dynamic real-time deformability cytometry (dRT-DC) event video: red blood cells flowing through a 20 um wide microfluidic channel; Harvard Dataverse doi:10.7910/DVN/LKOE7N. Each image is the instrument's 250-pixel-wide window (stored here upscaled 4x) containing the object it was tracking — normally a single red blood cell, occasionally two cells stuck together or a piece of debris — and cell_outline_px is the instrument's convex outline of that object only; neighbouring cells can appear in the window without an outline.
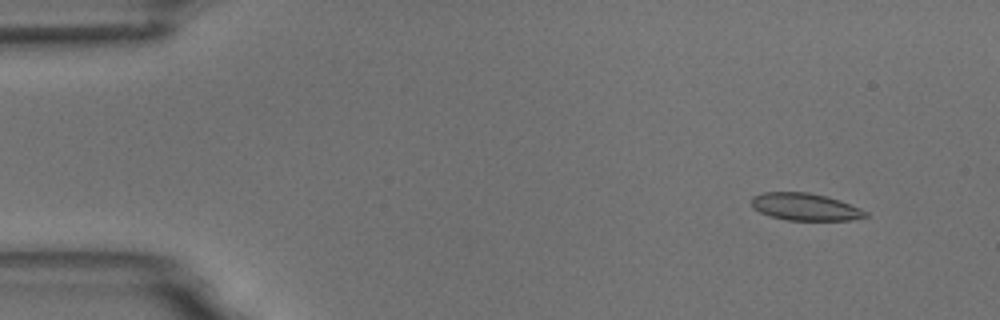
{"species": "common noctule bat (a hibernating species)", "species_latin": "Nyctalus noctula", "temperature_condition": "room temperature", "stored_images_in_passage": 6, "camera_frame_rate_fps": 3000, "um_per_image_px": 0.085, "animal": {"sex": "male", "body_mass_g": 18.8}, "frame": {"image": 1, "passage_image": 2, "time_ms": 1.333, "image_size_px": [1000, 320], "cell_outline_px": [[868, 216], [852, 220], [788, 220], [772, 216], [760, 212], [752, 208], [752, 196], [764, 192], [808, 192], [840, 200], [860, 208], [868, 212]], "centroid_in_image_um": [68.44, 17.58], "position_along_channel_um": 16.6, "area_um2": 18.03}}
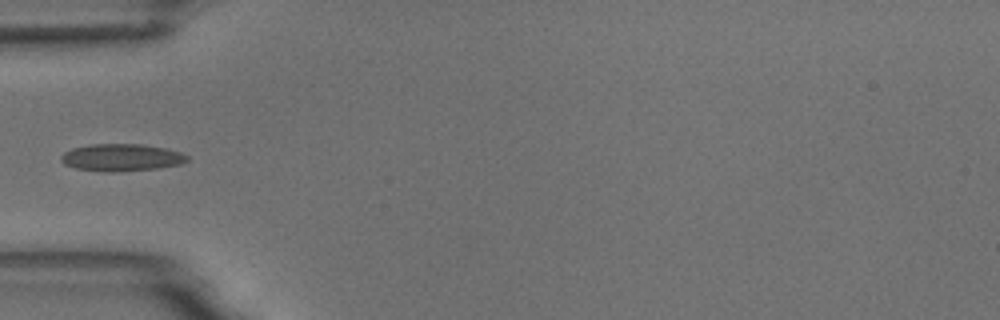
{"frame": {"image": 2, "passage_image": 5, "time_ms": 5.667, "image_size_px": [1000, 320], "cell_outline_px": [[188, 160], [184, 164], [156, 168], [112, 172], [104, 172], [76, 168], [64, 164], [60, 160], [60, 156], [64, 152], [72, 148], [92, 144], [140, 144], [164, 148], [180, 152], [188, 156]], "centroid_in_image_um": [10.31, 13.39], "position_along_channel_um": 74.7, "area_um2": 20.0}}